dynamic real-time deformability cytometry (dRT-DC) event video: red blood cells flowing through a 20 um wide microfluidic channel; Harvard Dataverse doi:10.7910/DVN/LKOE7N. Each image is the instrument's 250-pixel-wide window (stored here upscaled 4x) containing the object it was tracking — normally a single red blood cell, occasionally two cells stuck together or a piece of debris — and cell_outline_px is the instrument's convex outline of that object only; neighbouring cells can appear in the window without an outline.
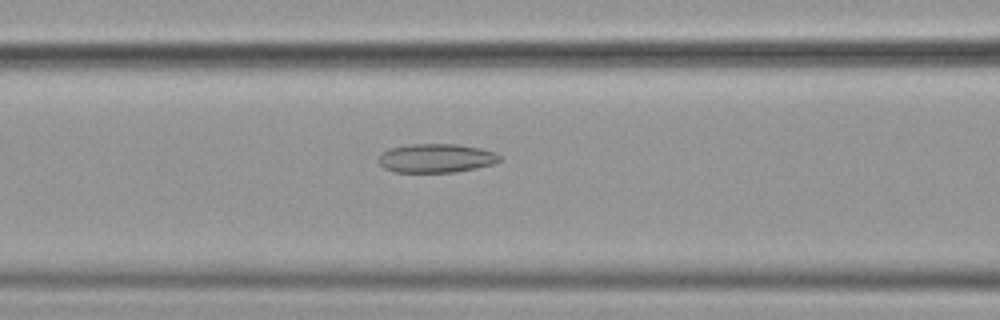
{"species": "common noctule bat (a hibernating species)", "species_latin": "Nyctalus noctula", "temperature_condition": "cold", "stored_images_in_passage": 42, "camera_frame_rate_fps": 3000, "um_per_image_px": 0.085, "animal": {"sex": "female", "body_mass_g": 19.9}, "frame": {"image": 1, "passage_image": 10, "time_ms": 3.0, "image_size_px": [1000, 320], "cell_outline_px": [[500, 160], [492, 164], [476, 168], [456, 172], [396, 172], [384, 168], [376, 160], [380, 152], [388, 148], [408, 144], [456, 144], [480, 148], [496, 152], [500, 156]], "centroid_in_image_um": [37.02, 13.44], "position_along_channel_um": 129.6, "area_um2": 20.58}}
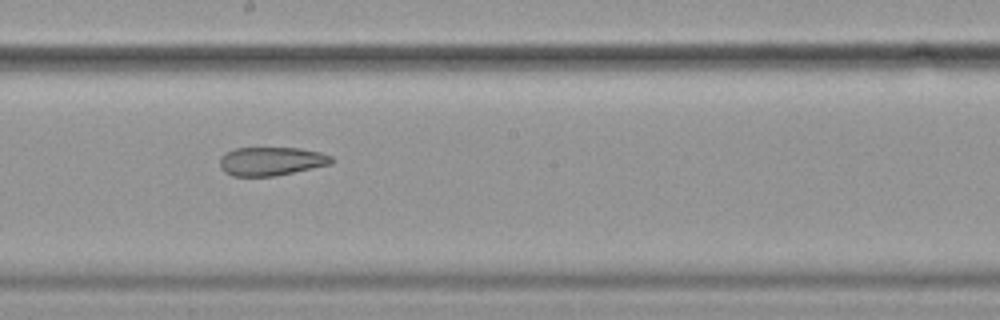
{"frame": {"image": 2, "passage_image": 18, "time_ms": 5.667, "image_size_px": [1000, 320], "cell_outline_px": [[332, 164], [272, 176], [232, 176], [224, 172], [220, 168], [220, 156], [236, 148], [300, 148], [320, 152], [332, 156]], "centroid_in_image_um": [23.04, 13.7], "position_along_channel_um": 225.2, "area_um2": 18.5}}
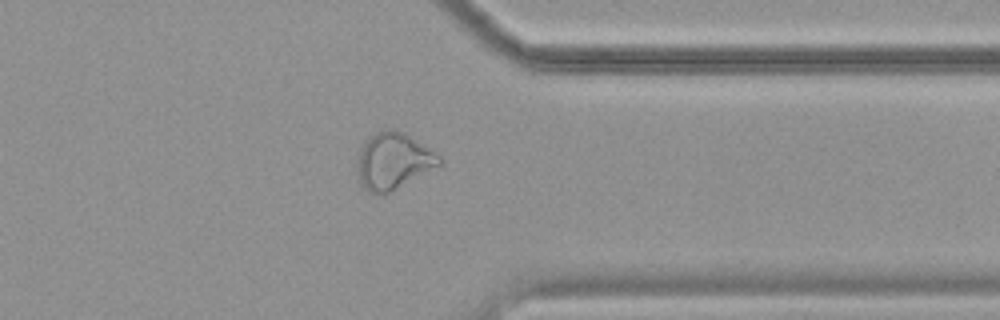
{"frame": {"image": 3, "passage_image": 31, "time_ms": 10.0, "image_size_px": [1000, 320], "cell_outline_px": [[444, 164], [384, 196], [368, 192], [360, 184], [356, 172], [360, 148], [376, 132], [388, 128], [396, 128], [404, 132], [440, 156], [444, 160]], "centroid_in_image_um": [33.45, 13.73], "position_along_channel_um": 378.0, "area_um2": 27.46}, "authors_computed_cell_mechanics": {"area_um2": 21.8773, "velocity_mm_per_s": 3.597, "shape_relaxation_time_tau1_ms": null, "shape_relaxation_time_tau2_ms": 6.8468, "deformation_change_tau1": null, "deformation_change_tau2": 0.1545}}